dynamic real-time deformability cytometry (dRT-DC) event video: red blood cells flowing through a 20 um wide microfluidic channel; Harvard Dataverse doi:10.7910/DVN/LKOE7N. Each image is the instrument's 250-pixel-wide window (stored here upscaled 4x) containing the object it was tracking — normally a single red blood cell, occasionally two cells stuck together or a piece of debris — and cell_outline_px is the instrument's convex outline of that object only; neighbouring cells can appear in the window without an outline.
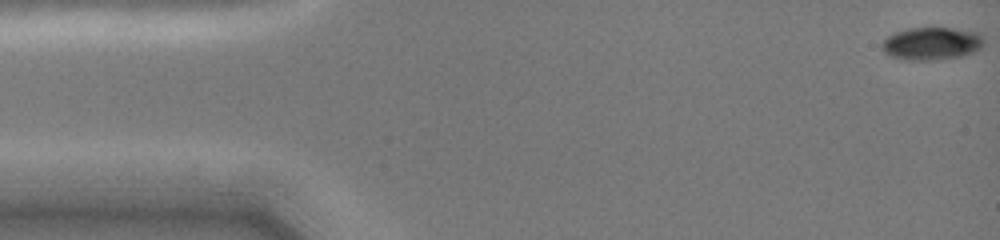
{"species": "common noctule bat (a hibernating species)", "species_latin": "Nyctalus noctula", "temperature_condition": "cold", "stored_images_in_passage": 48, "camera_frame_rate_fps": 3000, "um_per_image_px": 0.085, "animal": {"sex": "female", "body_mass_g": 19.0, "forearm_length_mm": 51.5}, "frame": {"image": 1, "passage_image": 1, "time_ms": 0.0, "image_size_px": [1000, 240], "cell_outline_px": [[984, 44], [980, 48], [972, 52], [960, 56], [932, 60], [904, 60], [892, 56], [884, 52], [880, 44], [888, 36], [896, 32], [908, 28], [952, 28], [980, 32], [984, 36]], "centroid_in_image_um": [79.2, 3.69], "position_along_channel_um": 5.8, "area_um2": 19.48}}
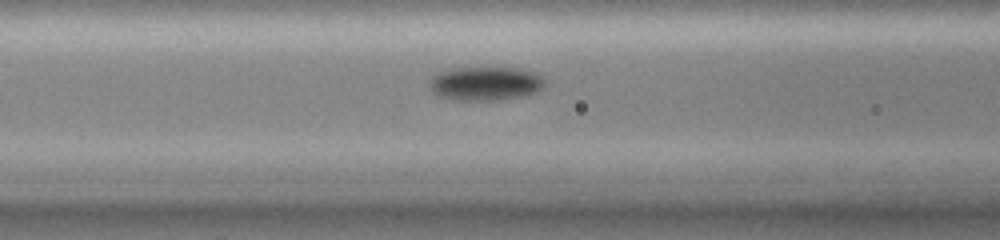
{"frame": {"image": 2, "passage_image": 19, "time_ms": 6.0, "image_size_px": [1000, 240], "cell_outline_px": [[544, 84], [536, 92], [524, 96], [500, 100], [452, 100], [436, 96], [428, 88], [432, 76], [448, 68], [496, 64], [524, 68], [540, 76], [544, 80]], "centroid_in_image_um": [41.22, 7.04], "position_along_channel_um": 125.4, "area_um2": 24.04}}
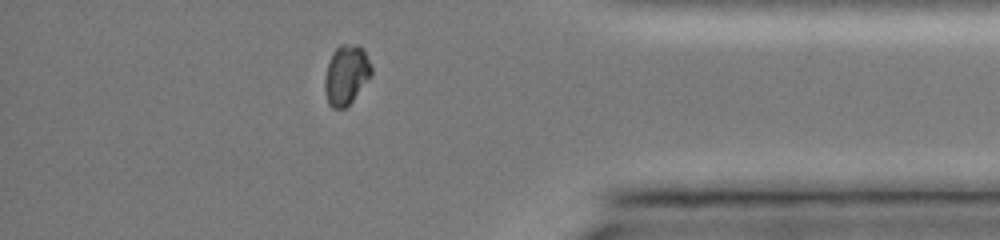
{"frame": {"image": 3, "passage_image": 42, "time_ms": 13.333, "image_size_px": [1000, 240], "cell_outline_px": [[372, 76], [352, 100], [344, 108], [332, 108], [328, 104], [324, 88], [324, 80], [328, 64], [332, 52], [340, 44], [356, 44], [364, 52], [372, 68]], "centroid_in_image_um": [29.41, 6.36], "position_along_channel_um": 405.8, "area_um2": 16.07}, "authors_computed_cell_mechanics": {"area_um2": 20.3456, "velocity_mm_per_s": 4.0416, "shape_relaxation_time_tau1_ms": 1.6491, "shape_relaxation_time_tau2_ms": null, "deformation_change_tau1": 0.108, "deformation_change_tau2": null}}